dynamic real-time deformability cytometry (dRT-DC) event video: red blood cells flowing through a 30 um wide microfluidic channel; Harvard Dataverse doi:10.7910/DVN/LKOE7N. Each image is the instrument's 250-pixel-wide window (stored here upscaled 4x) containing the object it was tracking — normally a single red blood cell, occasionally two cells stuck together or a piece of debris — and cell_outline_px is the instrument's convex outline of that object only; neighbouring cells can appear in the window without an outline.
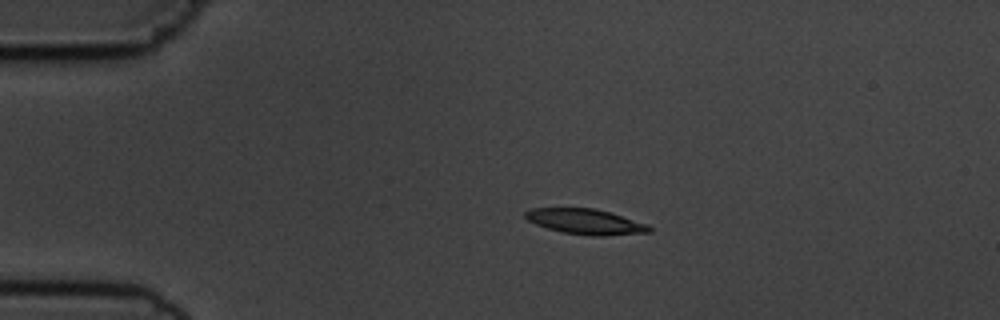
{"species": "common noctule bat (a hibernating species)", "species_latin": "Nyctalus noctula", "temperature_condition": "cold", "stored_images_in_passage": 4, "camera_frame_rate_fps": 3000, "um_per_image_px": 0.085, "animal": {"sex": "male", "body_mass_g": 19.5, "forearm_length_mm": 54.6}, "frame": {"image": 1, "passage_image": 3, "time_ms": 2.333, "image_size_px": [1000, 320], "cell_outline_px": [[652, 232], [604, 236], [592, 236], [564, 232], [548, 228], [536, 224], [528, 220], [524, 216], [524, 212], [532, 208], [596, 208], [648, 224], [652, 228]], "centroid_in_image_um": [49.79, 18.84], "position_along_channel_um": 35.2, "area_um2": 18.26}}